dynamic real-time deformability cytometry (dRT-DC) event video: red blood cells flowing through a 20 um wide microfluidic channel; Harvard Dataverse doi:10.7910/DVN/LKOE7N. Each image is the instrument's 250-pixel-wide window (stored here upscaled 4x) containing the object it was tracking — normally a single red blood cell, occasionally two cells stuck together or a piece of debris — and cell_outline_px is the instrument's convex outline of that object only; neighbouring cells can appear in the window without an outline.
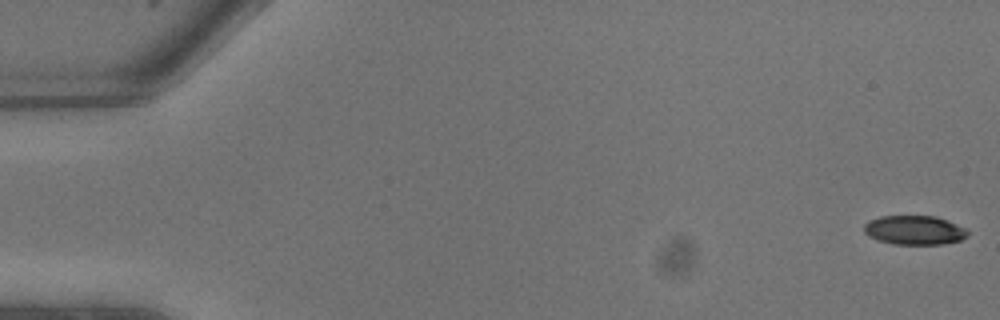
{"species": "common noctule bat (a hibernating species)", "species_latin": "Nyctalus noctula", "temperature_condition": "warm", "stored_images_in_passage": 9, "camera_frame_rate_fps": 3000, "um_per_image_px": 0.085, "animal": {"sex": "male", "body_mass_g": 13.3}, "frame": {"image": 1, "passage_image": 1, "time_ms": 0.0, "image_size_px": [1000, 320], "cell_outline_px": [[968, 236], [960, 240], [944, 244], [892, 244], [868, 236], [864, 232], [864, 224], [868, 220], [880, 216], [936, 216], [948, 220], [964, 228], [968, 232]], "centroid_in_image_um": [77.71, 19.55], "position_along_channel_um": 7.3, "area_um2": 17.63}}
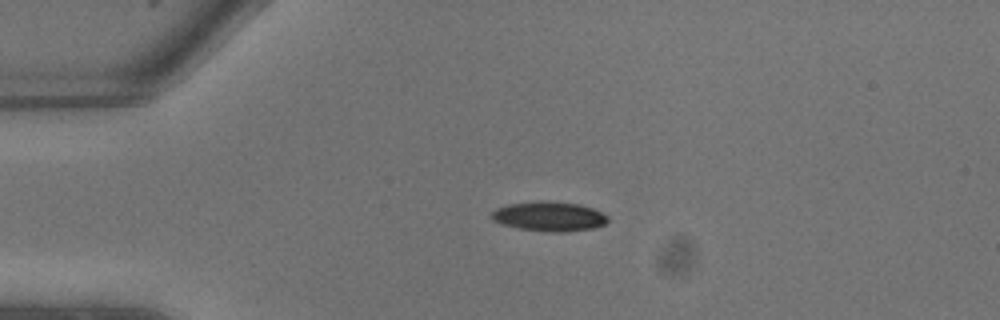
{"frame": {"image": 2, "passage_image": 6, "time_ms": 1.667, "image_size_px": [1000, 320], "cell_outline_px": [[608, 220], [604, 224], [596, 228], [564, 232], [548, 232], [520, 228], [504, 224], [492, 220], [492, 212], [496, 208], [508, 204], [536, 200], [548, 200], [580, 204], [592, 208], [608, 216]], "centroid_in_image_um": [46.69, 18.38], "position_along_channel_um": 38.3, "area_um2": 20.17}}
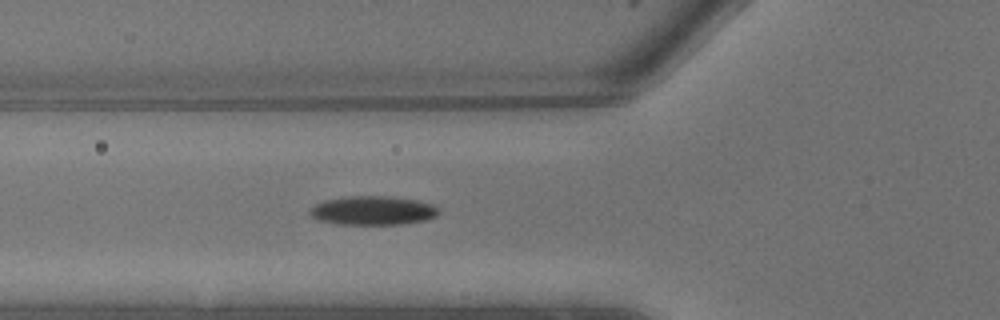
{"frame": {"image": 3, "passage_image": 9, "time_ms": 2.667, "image_size_px": [1000, 320], "cell_outline_px": [[440, 212], [436, 216], [424, 220], [400, 224], [340, 224], [320, 220], [312, 216], [308, 212], [316, 204], [324, 200], [344, 196], [388, 196], [416, 200], [436, 204], [440, 208]], "centroid_in_image_um": [31.74, 17.88], "position_along_channel_um": 94.1, "area_um2": 21.73}}